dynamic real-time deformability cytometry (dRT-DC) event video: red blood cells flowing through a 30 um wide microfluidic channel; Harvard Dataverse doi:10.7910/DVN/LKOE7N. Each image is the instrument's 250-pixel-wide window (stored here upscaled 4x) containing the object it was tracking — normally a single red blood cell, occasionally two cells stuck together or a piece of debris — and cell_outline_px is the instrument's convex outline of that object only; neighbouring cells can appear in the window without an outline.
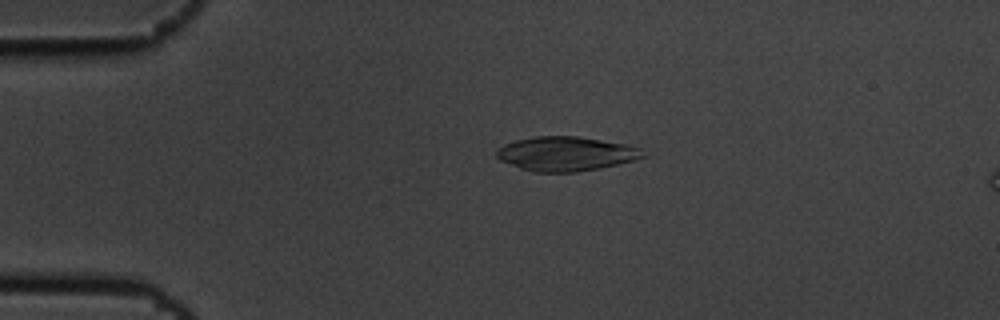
{"species": "common noctule bat (a hibernating species)", "species_latin": "Nyctalus noctula", "temperature_condition": "cold", "stored_images_in_passage": 5, "camera_frame_rate_fps": 3000, "um_per_image_px": 0.085, "animal": {"sex": "male", "body_mass_g": 19.5, "forearm_length_mm": 54.6}, "frame": {"image": 1, "passage_image": 4, "time_ms": 1.0, "image_size_px": [1000, 320], "cell_outline_px": [[644, 156], [636, 160], [600, 168], [576, 172], [532, 172], [520, 168], [500, 160], [496, 156], [496, 148], [504, 144], [516, 140], [536, 136], [576, 136], [628, 144], [640, 148]], "centroid_in_image_um": [48.08, 13.07], "position_along_channel_um": 36.9, "area_um2": 29.3}}